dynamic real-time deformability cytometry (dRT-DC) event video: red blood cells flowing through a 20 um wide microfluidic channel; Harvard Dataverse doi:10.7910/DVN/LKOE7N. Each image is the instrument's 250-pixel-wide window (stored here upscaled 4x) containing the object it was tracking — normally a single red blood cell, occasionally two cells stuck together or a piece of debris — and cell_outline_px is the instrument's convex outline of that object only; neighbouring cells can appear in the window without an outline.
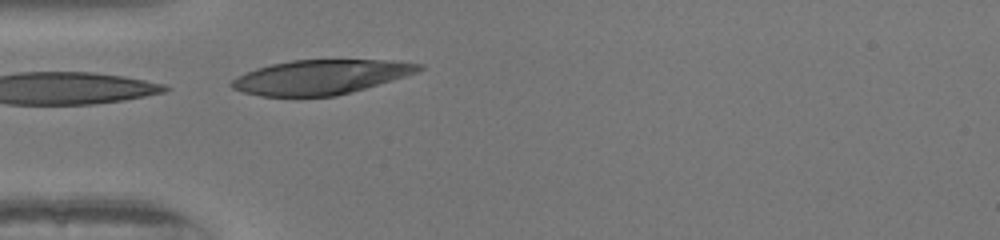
{"species": "human", "species_latin": "Homo sapiens", "temperature_condition": "warm", "stored_images_in_passage": 8, "camera_frame_rate_fps": 3000, "um_per_image_px": 0.085, "donor": {"sex": "female"}, "frame": {"image": 1, "passage_image": 8, "time_ms": 2.333, "image_size_px": [1000, 240], "cell_outline_px": [[424, 68], [416, 72], [392, 80], [352, 92], [336, 96], [260, 96], [244, 92], [232, 88], [228, 84], [236, 76], [256, 68], [272, 64], [292, 60], [384, 60], [424, 64]], "centroid_in_image_um": [27.22, 6.55], "position_along_channel_um": 57.8, "area_um2": 37.4}}